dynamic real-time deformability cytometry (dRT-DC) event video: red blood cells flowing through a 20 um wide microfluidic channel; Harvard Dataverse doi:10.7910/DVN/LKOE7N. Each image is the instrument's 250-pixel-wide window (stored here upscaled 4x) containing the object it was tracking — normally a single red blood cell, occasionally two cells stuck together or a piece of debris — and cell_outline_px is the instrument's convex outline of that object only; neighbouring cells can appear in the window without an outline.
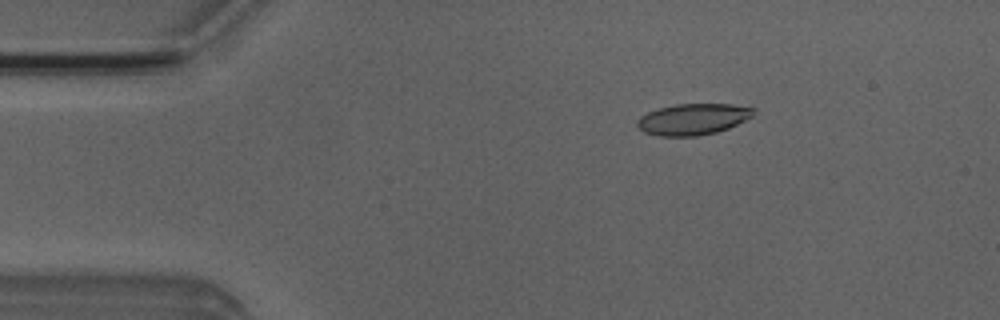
{"species": "Egyptian fruit bat (a non-hibernating species)", "species_latin": "Rousettus aegyptiacus", "temperature_condition": "room temperature", "stored_images_in_passage": 5, "camera_frame_rate_fps": 3000, "um_per_image_px": 0.085, "animal": {"sex": "male"}, "frame": {"image": 1, "passage_image": 1, "time_ms": 0.0, "image_size_px": [1000, 320], "cell_outline_px": [[756, 108], [752, 116], [728, 128], [716, 132], [696, 136], [660, 136], [644, 132], [636, 124], [636, 120], [640, 116], [648, 112], [660, 108], [676, 104], [732, 104]], "centroid_in_image_um": [58.89, 10.13], "position_along_channel_um": 26.1, "area_um2": 21.04}}